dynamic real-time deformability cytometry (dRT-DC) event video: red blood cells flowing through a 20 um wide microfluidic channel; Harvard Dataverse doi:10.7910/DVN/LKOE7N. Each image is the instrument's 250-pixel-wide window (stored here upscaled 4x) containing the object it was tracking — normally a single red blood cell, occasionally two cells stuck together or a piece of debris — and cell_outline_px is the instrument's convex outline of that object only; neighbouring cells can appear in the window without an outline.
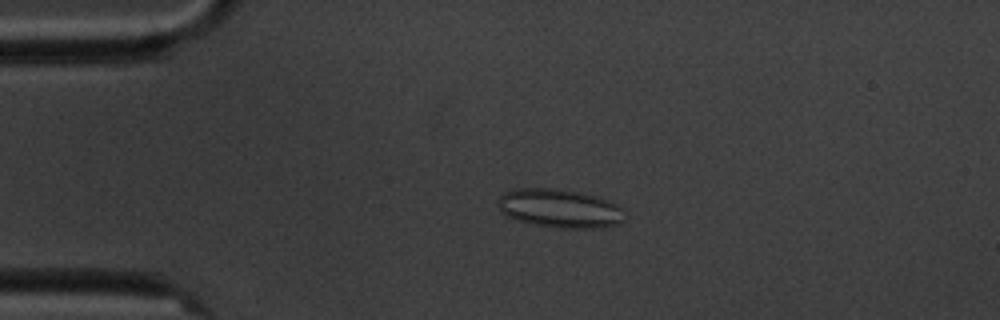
{"species": "common noctule bat (a hibernating species)", "species_latin": "Nyctalus noctula", "temperature_condition": "cold", "stored_images_in_passage": 4, "camera_frame_rate_fps": 3000, "um_per_image_px": 0.085, "animal": {"sex": "male", "body_mass_g": 20.1, "forearm_length_mm": 53.5}, "frame": {"image": 1, "passage_image": 3, "time_ms": 3.0, "image_size_px": [1000, 320], "cell_outline_px": [[628, 216], [620, 224], [600, 228], [560, 228], [532, 224], [516, 220], [500, 212], [496, 204], [496, 200], [504, 192], [516, 188], [552, 188], [600, 196], [624, 208]], "centroid_in_image_um": [47.6, 17.72], "position_along_channel_um": 37.4, "area_um2": 29.19}}